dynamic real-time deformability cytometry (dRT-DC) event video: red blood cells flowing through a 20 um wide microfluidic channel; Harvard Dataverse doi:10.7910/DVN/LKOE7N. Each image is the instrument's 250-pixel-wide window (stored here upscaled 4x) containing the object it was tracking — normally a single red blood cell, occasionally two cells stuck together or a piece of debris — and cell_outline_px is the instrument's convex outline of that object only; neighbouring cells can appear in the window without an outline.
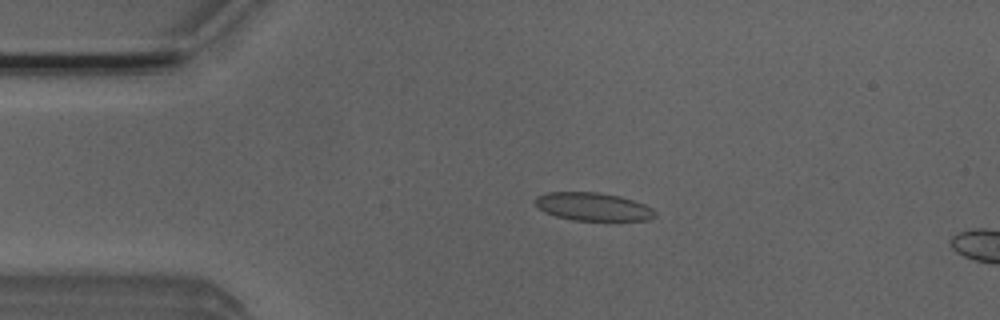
{"species": "Egyptian fruit bat (a non-hibernating species)", "species_latin": "Rousettus aegyptiacus", "temperature_condition": "room temperature", "stored_images_in_passage": 15, "camera_frame_rate_fps": 3000, "um_per_image_px": 0.085, "animal": {"sex": "male"}, "frame": {"image": 1, "passage_image": 11, "time_ms": 3.333, "image_size_px": [1000, 320], "cell_outline_px": [[656, 216], [648, 220], [608, 224], [572, 220], [556, 216], [544, 212], [532, 200], [536, 196], [548, 192], [596, 192], [620, 196], [644, 204], [652, 208], [656, 212]], "centroid_in_image_um": [50.46, 17.63], "position_along_channel_um": 34.5, "area_um2": 20.69}}